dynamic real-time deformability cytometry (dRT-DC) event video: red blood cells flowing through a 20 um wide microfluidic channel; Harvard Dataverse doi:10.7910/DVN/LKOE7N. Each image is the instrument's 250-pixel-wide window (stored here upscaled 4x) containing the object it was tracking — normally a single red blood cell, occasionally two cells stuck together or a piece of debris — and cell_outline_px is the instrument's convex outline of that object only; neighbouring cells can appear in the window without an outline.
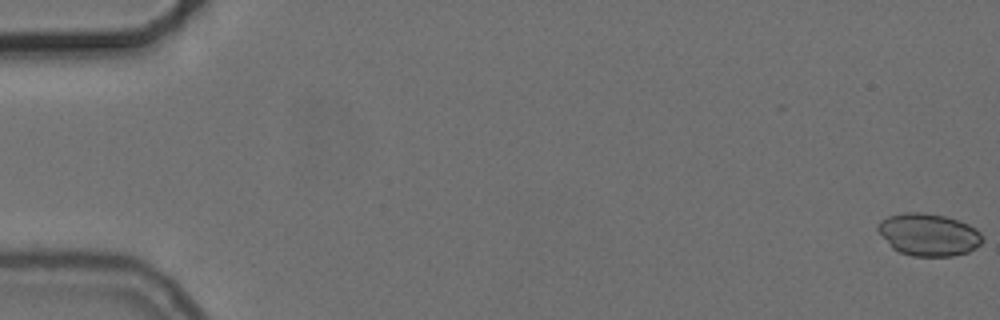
{"species": "common noctule bat (a hibernating species)", "species_latin": "Nyctalus noctula", "temperature_condition": "cold", "stored_images_in_passage": 57, "camera_frame_rate_fps": 3000, "um_per_image_px": 0.085, "animal": {"sex": "female", "body_mass_g": 24.6, "forearm_length_mm": 56.2}, "frame": {"image": 1, "passage_image": 1, "time_ms": 0.0, "image_size_px": [1000, 320], "cell_outline_px": [[984, 240], [980, 244], [968, 252], [952, 256], [912, 256], [900, 252], [892, 248], [876, 228], [880, 220], [888, 216], [904, 212], [920, 212], [944, 216], [968, 224], [976, 228], [980, 232]], "centroid_in_image_um": [78.92, 19.94], "position_along_channel_um": 6.1, "area_um2": 25.72}}
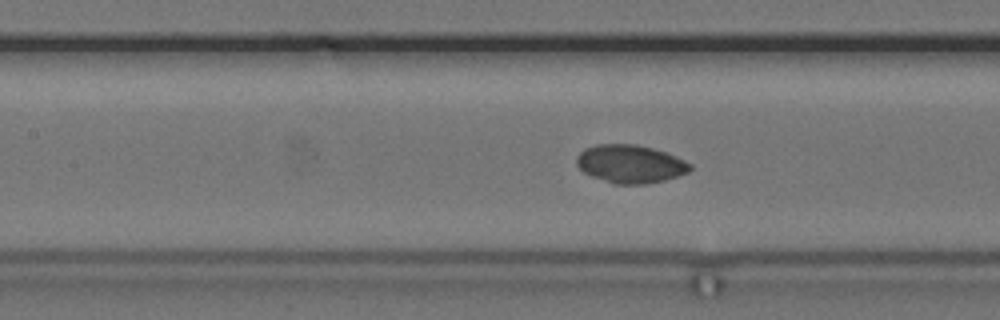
{"frame": {"image": 2, "passage_image": 26, "time_ms": 8.333, "image_size_px": [1000, 320], "cell_outline_px": [[692, 168], [688, 172], [664, 180], [648, 184], [612, 184], [592, 176], [584, 172], [576, 164], [576, 156], [584, 148], [596, 144], [636, 144], [652, 148], [676, 156], [692, 164]], "centroid_in_image_um": [53.55, 13.93], "position_along_channel_um": 153.8, "area_um2": 25.32}}
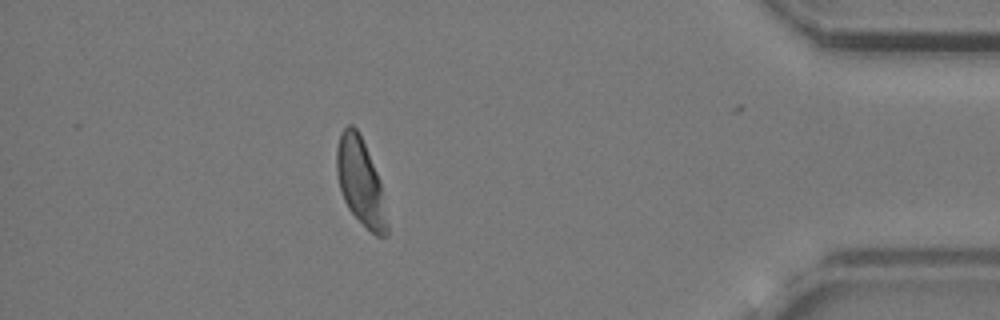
{"frame": {"image": 3, "passage_image": 50, "time_ms": 16.333, "image_size_px": [1000, 320], "cell_outline_px": [[388, 236], [376, 236], [348, 208], [344, 200], [340, 188], [336, 172], [336, 148], [340, 132], [348, 124], [352, 124], [356, 128], [364, 144], [380, 180], [388, 224]], "centroid_in_image_um": [30.63, 15.45], "position_along_channel_um": 404.6, "area_um2": 25.14}}